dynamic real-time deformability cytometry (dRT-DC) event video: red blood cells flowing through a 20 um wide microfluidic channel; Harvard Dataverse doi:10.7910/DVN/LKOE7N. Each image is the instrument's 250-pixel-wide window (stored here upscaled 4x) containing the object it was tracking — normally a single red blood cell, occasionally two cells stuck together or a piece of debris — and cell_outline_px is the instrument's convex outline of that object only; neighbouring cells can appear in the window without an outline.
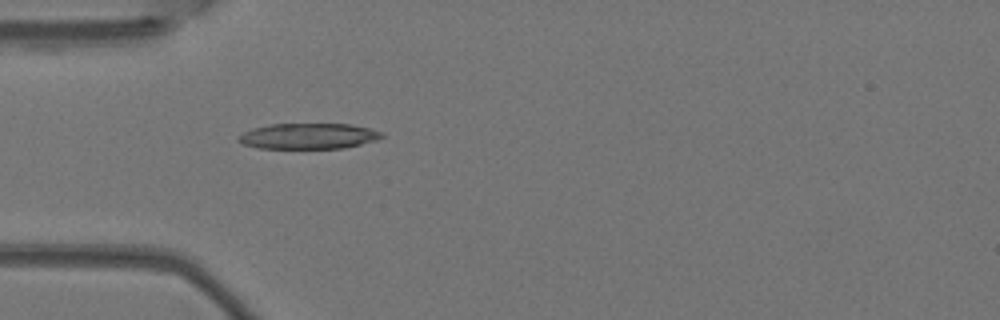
{"species": "Egyptian fruit bat (a non-hibernating species)", "species_latin": "Rousettus aegyptiacus", "temperature_condition": "warm", "stored_images_in_passage": 1, "camera_frame_rate_fps": 3000, "um_per_image_px": 0.085, "animal": {"sex": "female"}, "frame": {"image": 1, "passage_image": 1, "time_ms": 0.0, "image_size_px": [1000, 320], "cell_outline_px": [[384, 136], [376, 140], [360, 144], [340, 148], [260, 148], [244, 144], [236, 140], [236, 136], [252, 128], [272, 124], [352, 124], [384, 132]], "centroid_in_image_um": [26.2, 11.56], "position_along_channel_um": 58.8, "area_um2": 21.39}}